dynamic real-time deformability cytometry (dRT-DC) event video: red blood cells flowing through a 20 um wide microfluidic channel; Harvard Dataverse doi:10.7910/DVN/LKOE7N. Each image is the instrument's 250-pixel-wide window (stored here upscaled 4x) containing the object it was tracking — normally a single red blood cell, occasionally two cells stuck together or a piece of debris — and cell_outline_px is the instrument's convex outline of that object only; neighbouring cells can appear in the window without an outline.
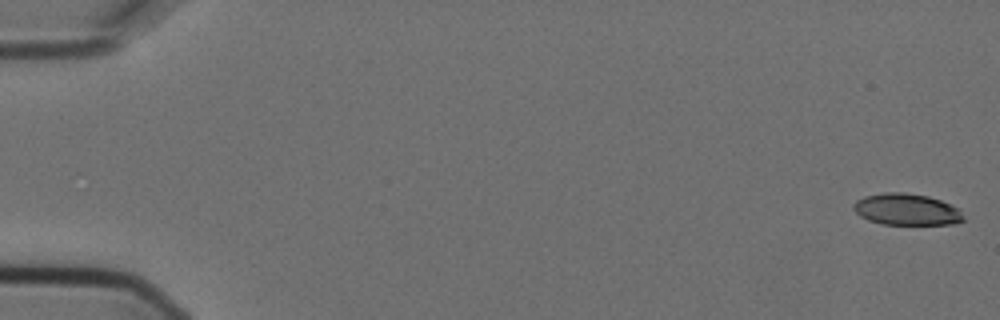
{"species": "Egyptian fruit bat (a non-hibernating species)", "species_latin": "Rousettus aegyptiacus", "temperature_condition": "cold", "stored_images_in_passage": 4, "camera_frame_rate_fps": 3000, "um_per_image_px": 0.085, "animal": {"sex": "female"}, "frame": {"image": 1, "passage_image": 1, "time_ms": 0.0, "image_size_px": [1000, 320], "cell_outline_px": [[964, 220], [952, 224], [884, 224], [868, 220], [860, 216], [852, 208], [852, 204], [856, 200], [864, 196], [884, 192], [904, 192], [928, 196], [940, 200], [960, 208], [964, 216]], "centroid_in_image_um": [77.05, 17.79], "position_along_channel_um": 7.9, "area_um2": 20.35}}